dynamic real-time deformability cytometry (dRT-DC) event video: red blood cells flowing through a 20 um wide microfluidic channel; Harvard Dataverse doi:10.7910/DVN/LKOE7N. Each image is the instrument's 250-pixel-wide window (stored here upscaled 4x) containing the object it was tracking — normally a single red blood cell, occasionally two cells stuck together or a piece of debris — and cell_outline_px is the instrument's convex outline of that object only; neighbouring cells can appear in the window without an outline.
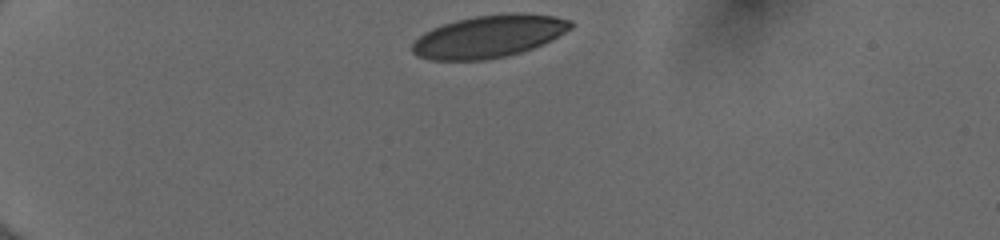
{"species": "human", "species_latin": "Homo sapiens", "temperature_condition": "cold", "stored_images_in_passage": 34, "camera_frame_rate_fps": 3000, "um_per_image_px": 0.085, "donor": {"sex": "female"}, "frame": {"image": 1, "passage_image": 1, "time_ms": 0.0, "image_size_px": [1000, 240], "cell_outline_px": [[572, 28], [552, 40], [532, 48], [508, 56], [484, 60], [428, 60], [416, 56], [412, 52], [412, 44], [424, 32], [432, 28], [456, 20], [476, 16], [508, 12], [524, 12], [556, 16], [572, 20]], "centroid_in_image_um": [41.58, 3.08], "position_along_channel_um": 43.4, "area_um2": 39.48}}
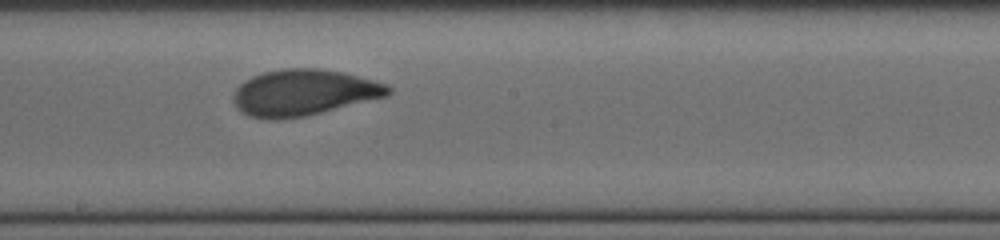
{"frame": {"image": 2, "passage_image": 19, "time_ms": 6.0, "image_size_px": [1000, 240], "cell_outline_px": [[392, 92], [388, 96], [304, 116], [252, 116], [240, 112], [236, 108], [232, 100], [232, 96], [236, 88], [244, 80], [252, 76], [264, 72], [280, 68], [320, 68], [344, 72], [388, 84], [392, 88]], "centroid_in_image_um": [25.84, 7.81], "position_along_channel_um": 222.4, "area_um2": 41.1}}
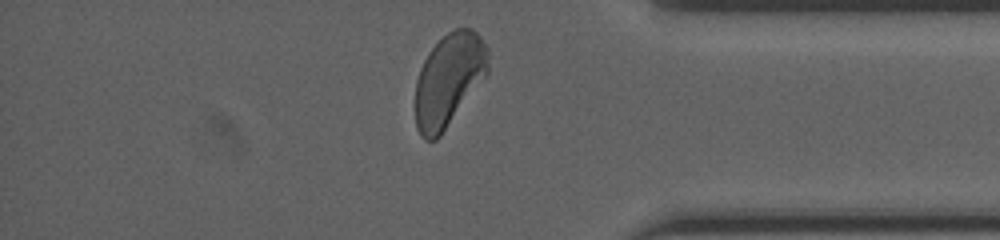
{"frame": {"image": 3, "passage_image": 33, "time_ms": 10.667, "image_size_px": [1000, 240], "cell_outline_px": [[488, 72], [440, 136], [436, 140], [424, 140], [420, 136], [416, 128], [416, 80], [420, 68], [428, 52], [448, 32], [456, 28], [472, 28], [480, 36], [488, 48]], "centroid_in_image_um": [38.14, 6.79], "position_along_channel_um": 397.1, "area_um2": 39.07}, "authors_computed_cell_mechanics": {"area_um2": 41.0669, "velocity_mm_per_s": 3.9809, "shape_relaxation_time_tau1_ms": 2.5565, "shape_relaxation_time_tau2_ms": 0.7742, "deformation_change_tau1": 0.1454, "deformation_change_tau2": 0.0678}}